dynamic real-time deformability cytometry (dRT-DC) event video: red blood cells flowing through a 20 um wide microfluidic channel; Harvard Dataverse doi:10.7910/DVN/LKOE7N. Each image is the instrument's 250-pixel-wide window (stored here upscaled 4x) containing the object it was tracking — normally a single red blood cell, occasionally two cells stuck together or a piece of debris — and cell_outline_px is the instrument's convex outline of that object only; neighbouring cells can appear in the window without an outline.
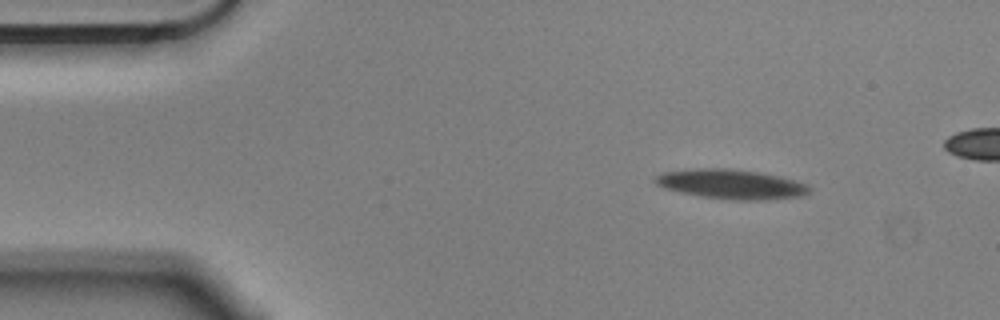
{"species": "Egyptian fruit bat (a non-hibernating species)", "species_latin": "Rousettus aegyptiacus", "temperature_condition": "cold", "stored_images_in_passage": 10, "camera_frame_rate_fps": 3000, "um_per_image_px": 0.085, "animal": {"sex": "male"}, "frame": {"image": 1, "passage_image": 1, "time_ms": 0.0, "image_size_px": [1000, 320], "cell_outline_px": [[812, 188], [808, 192], [800, 196], [764, 200], [740, 200], [704, 196], [664, 188], [656, 184], [656, 176], [664, 172], [692, 168], [728, 168], [760, 172], [780, 176], [808, 184]], "centroid_in_image_um": [62.2, 15.64], "position_along_channel_um": 22.8, "area_um2": 26.24}}
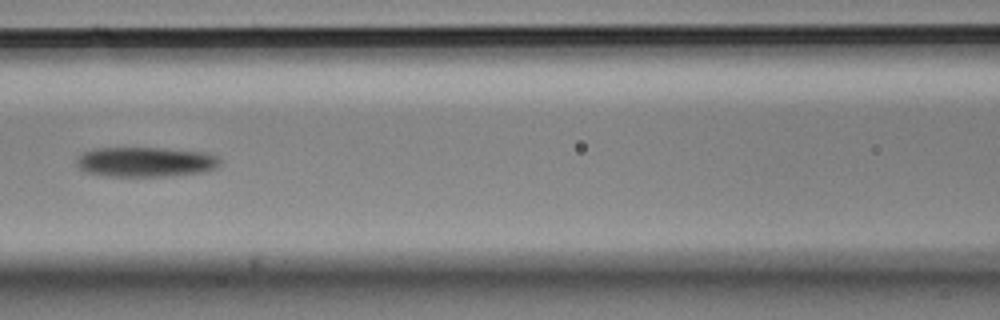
{"frame": {"image": 2, "passage_image": 6, "time_ms": 1.667, "image_size_px": [1000, 320], "cell_outline_px": [[220, 164], [216, 168], [204, 172], [172, 176], [104, 176], [84, 172], [76, 164], [76, 160], [84, 152], [96, 148], [164, 148], [204, 152], [216, 156], [220, 160]], "centroid_in_image_um": [12.37, 13.77], "position_along_channel_um": 154.2, "area_um2": 25.09}}
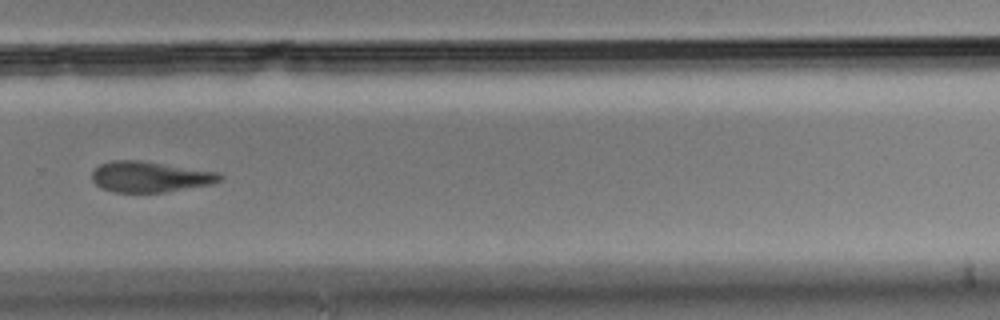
{"frame": {"image": 3, "passage_image": 10, "time_ms": 3.0, "image_size_px": [1000, 320], "cell_outline_px": [[224, 176], [220, 180], [212, 184], [168, 192], [112, 192], [100, 188], [92, 180], [92, 172], [100, 164], [112, 160], [140, 160], [220, 172]], "centroid_in_image_um": [12.76, 15.03], "position_along_channel_um": 317.0, "area_um2": 23.12}}